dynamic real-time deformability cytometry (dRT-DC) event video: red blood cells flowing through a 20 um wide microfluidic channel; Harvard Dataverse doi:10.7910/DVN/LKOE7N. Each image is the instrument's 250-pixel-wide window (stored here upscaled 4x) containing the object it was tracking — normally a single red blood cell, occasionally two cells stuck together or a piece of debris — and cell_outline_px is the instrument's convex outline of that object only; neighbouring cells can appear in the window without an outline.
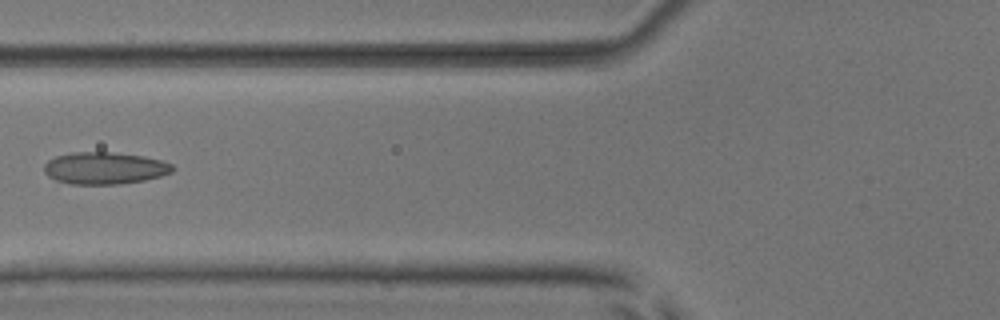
{"species": "common noctule bat (a hibernating species)", "species_latin": "Nyctalus noctula", "temperature_condition": "room temperature", "stored_images_in_passage": 6, "camera_frame_rate_fps": 3000, "um_per_image_px": 0.085, "animal": {"sex": "male", "body_mass_g": 17.9, "forearm_length_mm": 54.2}, "frame": {"image": 1, "passage_image": 6, "time_ms": 1.667, "image_size_px": [1000, 320], "cell_outline_px": [[176, 168], [172, 172], [160, 176], [144, 180], [120, 184], [72, 184], [56, 180], [48, 176], [44, 172], [44, 164], [48, 160], [56, 156], [72, 152], [112, 152], [144, 156], [160, 160], [172, 164]], "centroid_in_image_um": [8.89, 14.29], "position_along_channel_um": 116.9, "area_um2": 24.04}}